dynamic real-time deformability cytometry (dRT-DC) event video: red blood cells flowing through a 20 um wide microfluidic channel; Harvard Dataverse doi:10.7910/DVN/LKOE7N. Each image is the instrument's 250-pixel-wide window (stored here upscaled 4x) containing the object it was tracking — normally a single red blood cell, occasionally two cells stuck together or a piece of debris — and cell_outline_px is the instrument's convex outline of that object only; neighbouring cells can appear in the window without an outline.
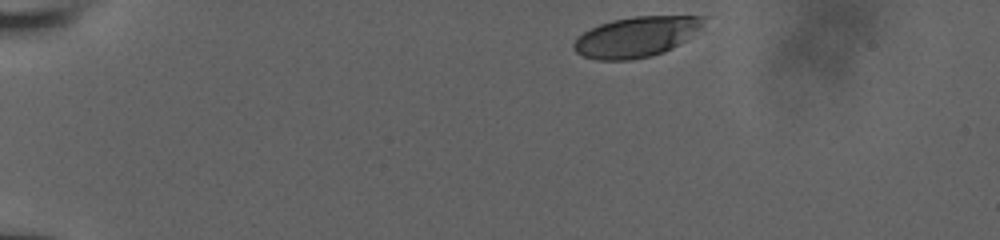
{"species": "human", "species_latin": "Homo sapiens", "temperature_condition": "room temperature", "stored_images_in_passage": 22, "camera_frame_rate_fps": 3000, "um_per_image_px": 0.085, "donor": {"sex": "male"}, "frame": {"image": 1, "passage_image": 1, "time_ms": 0.0, "image_size_px": [1000, 240], "cell_outline_px": [[708, 16], [700, 28], [684, 40], [672, 48], [664, 52], [652, 56], [628, 60], [596, 60], [584, 56], [576, 52], [572, 48], [572, 44], [584, 32], [600, 24], [612, 20], [636, 16]], "centroid_in_image_um": [54.07, 3.13], "position_along_channel_um": 30.9, "area_um2": 30.23}}
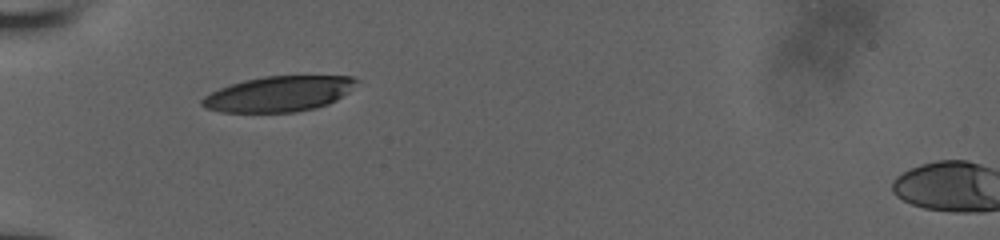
{"frame": {"image": 2, "passage_image": 21, "time_ms": 3.0, "image_size_px": [1000, 240], "cell_outline_px": [[360, 80], [348, 92], [336, 100], [328, 104], [316, 108], [296, 112], [220, 112], [204, 108], [200, 104], [200, 100], [204, 96], [220, 88], [244, 80], [264, 76], [352, 76]], "centroid_in_image_um": [23.69, 7.98], "position_along_channel_um": 61.3, "area_um2": 31.91}}